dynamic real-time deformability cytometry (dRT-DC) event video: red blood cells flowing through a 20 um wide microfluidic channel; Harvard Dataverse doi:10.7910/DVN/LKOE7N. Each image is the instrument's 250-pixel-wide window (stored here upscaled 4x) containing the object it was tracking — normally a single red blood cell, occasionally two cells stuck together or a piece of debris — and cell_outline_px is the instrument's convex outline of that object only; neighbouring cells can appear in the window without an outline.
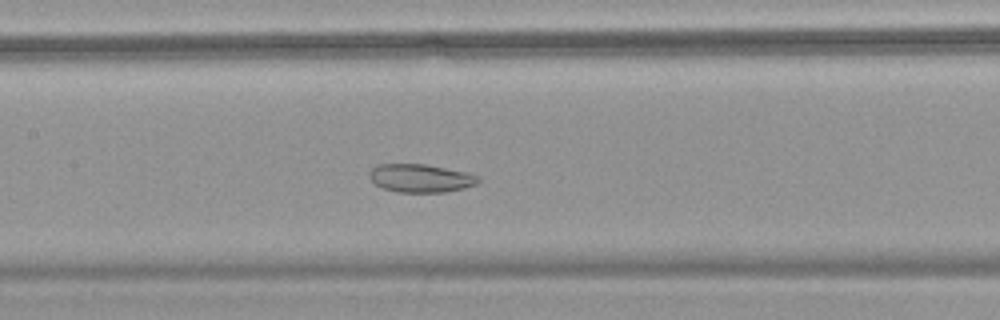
{"species": "common noctule bat (a hibernating species)", "species_latin": "Nyctalus noctula", "temperature_condition": "warm", "stored_images_in_passage": 56, "camera_frame_rate_fps": 3000, "um_per_image_px": 0.085, "animal": {"sex": "female", "body_mass_g": 18.4}, "frame": {"image": 1, "passage_image": 27, "time_ms": 8.667, "image_size_px": [1000, 320], "cell_outline_px": [[480, 180], [476, 184], [464, 188], [444, 192], [400, 192], [384, 188], [376, 184], [368, 176], [368, 172], [376, 164], [424, 164], [468, 172], [480, 176]], "centroid_in_image_um": [35.76, 15.13], "position_along_channel_um": 171.6, "area_um2": 17.92}}
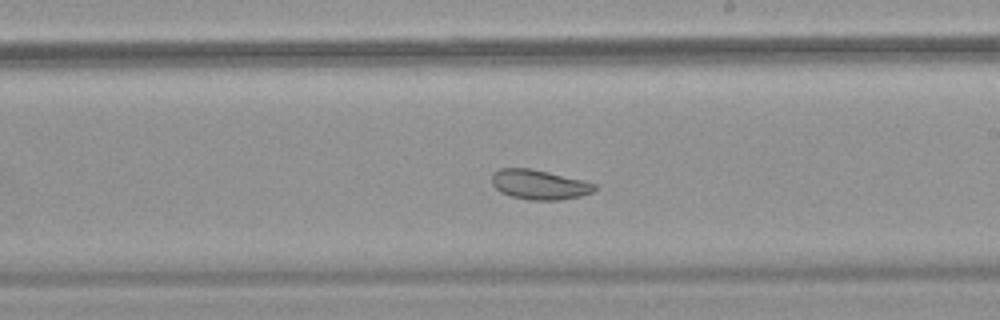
{"frame": {"image": 2, "passage_image": 33, "time_ms": 10.667, "image_size_px": [1000, 320], "cell_outline_px": [[596, 188], [592, 192], [580, 196], [560, 200], [528, 200], [512, 196], [500, 192], [492, 184], [492, 172], [500, 168], [532, 168], [596, 184]], "centroid_in_image_um": [45.79, 15.69], "position_along_channel_um": 243.2, "area_um2": 17.69}}
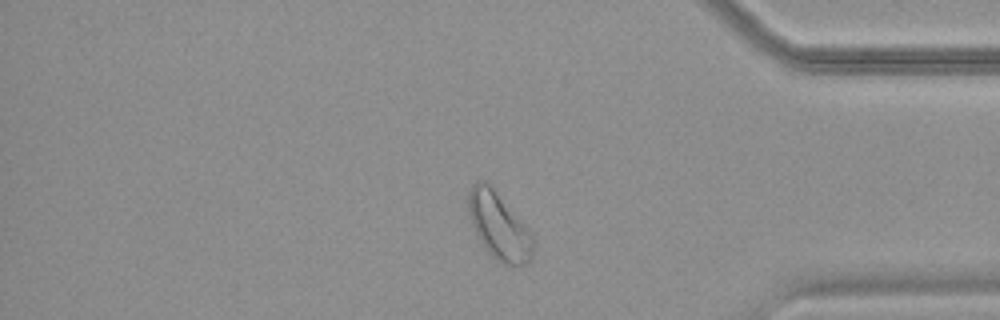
{"frame": {"image": 3, "passage_image": 47, "time_ms": 15.333, "image_size_px": [1000, 320], "cell_outline_px": [[532, 256], [528, 264], [504, 264], [496, 260], [484, 248], [472, 224], [468, 212], [468, 192], [472, 184], [476, 180], [484, 180], [496, 192], [528, 228], [532, 236]], "centroid_in_image_um": [42.38, 19.21], "position_along_channel_um": 392.8, "area_um2": 24.74}, "authors_computed_cell_mechanics": {"area_um2": 25.3164, "velocity_mm_per_s": 3.5939, "shape_relaxation_time_tau1_ms": null, "shape_relaxation_time_tau2_ms": 3.5886, "deformation_change_tau1": null, "deformation_change_tau2": 0.0925}}